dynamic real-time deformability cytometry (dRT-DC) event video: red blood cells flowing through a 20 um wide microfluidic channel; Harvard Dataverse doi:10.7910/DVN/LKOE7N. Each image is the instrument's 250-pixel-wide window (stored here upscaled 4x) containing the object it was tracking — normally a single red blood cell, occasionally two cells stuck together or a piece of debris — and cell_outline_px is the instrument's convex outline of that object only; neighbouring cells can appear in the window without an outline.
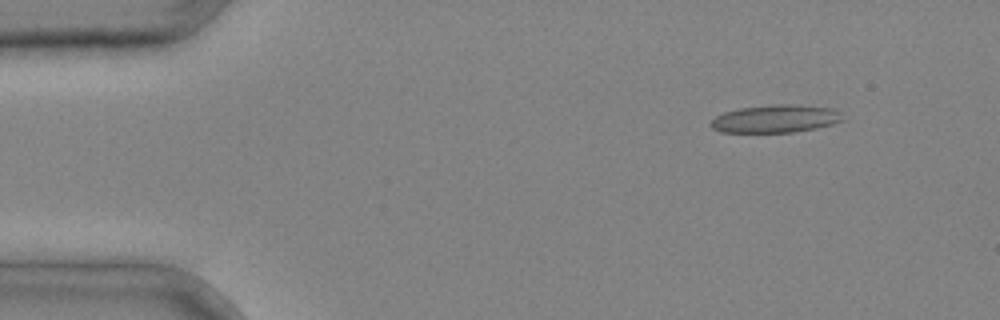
{"species": "common noctule bat (a hibernating species)", "species_latin": "Nyctalus noctula", "temperature_condition": "cold", "stored_images_in_passage": 4, "camera_frame_rate_fps": 3000, "um_per_image_px": 0.085, "animal": {"sex": "male", "body_mass_g": 20.4}, "frame": {"image": 1, "passage_image": 2, "time_ms": 0.333, "image_size_px": [1000, 320], "cell_outline_px": [[844, 120], [832, 124], [816, 128], [792, 132], [720, 132], [712, 128], [708, 124], [716, 116], [724, 112], [740, 108], [772, 104], [796, 104], [832, 108], [840, 112]], "centroid_in_image_um": [65.91, 10.09], "position_along_channel_um": 19.1, "area_um2": 21.44}}